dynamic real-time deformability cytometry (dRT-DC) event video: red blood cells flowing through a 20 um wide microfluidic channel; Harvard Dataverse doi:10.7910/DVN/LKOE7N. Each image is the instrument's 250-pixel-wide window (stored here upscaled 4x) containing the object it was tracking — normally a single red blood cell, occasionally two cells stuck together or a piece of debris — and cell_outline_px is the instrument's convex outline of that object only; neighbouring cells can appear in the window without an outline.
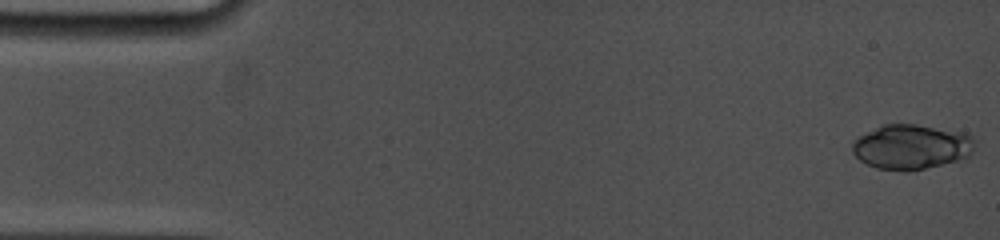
{"species": "common noctule bat (a hibernating species)", "species_latin": "Nyctalus noctula", "temperature_condition": "cold", "stored_images_in_passage": 24, "camera_frame_rate_fps": 5000, "um_per_image_px": 0.085, "animal": {"sex": "female", "body_mass_g": 19.0, "forearm_length_mm": 53.3}, "frame": {"image": 1, "passage_image": 1, "time_ms": 0.0, "image_size_px": [1000, 240], "cell_outline_px": [[976, 140], [972, 156], [964, 160], [908, 172], [904, 172], [876, 168], [860, 160], [852, 152], [852, 144], [860, 136], [884, 124], [916, 124], [968, 132]], "centroid_in_image_um": [77.57, 12.5], "position_along_channel_um": 7.4, "area_um2": 32.66}}